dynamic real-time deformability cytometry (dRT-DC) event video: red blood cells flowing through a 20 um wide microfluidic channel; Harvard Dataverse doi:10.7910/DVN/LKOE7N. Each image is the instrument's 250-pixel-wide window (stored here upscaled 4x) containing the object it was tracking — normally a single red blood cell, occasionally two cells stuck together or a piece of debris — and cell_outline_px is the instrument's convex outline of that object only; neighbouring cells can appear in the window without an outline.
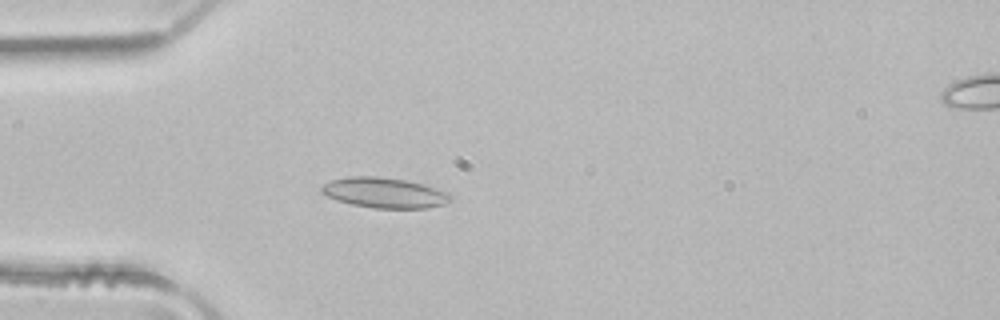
{"species": "common noctule bat (a hibernating species)", "species_latin": "Nyctalus noctula", "temperature_condition": "room temperature", "stored_images_in_passage": 4, "camera_frame_rate_fps": 3000, "um_per_image_px": 0.085, "animal": {"sex": "male", "body_mass_g": 21.5, "forearm_length_mm": 52.0}, "frame": {"image": 1, "passage_image": 3, "time_ms": 0.667, "image_size_px": [1000, 320], "cell_outline_px": [[452, 200], [444, 204], [428, 208], [372, 208], [352, 204], [328, 196], [320, 192], [320, 188], [324, 184], [332, 180], [348, 176], [376, 176], [408, 180], [424, 184], [448, 192], [452, 196]], "centroid_in_image_um": [32.71, 16.38], "position_along_channel_um": 52.3, "area_um2": 22.83}}